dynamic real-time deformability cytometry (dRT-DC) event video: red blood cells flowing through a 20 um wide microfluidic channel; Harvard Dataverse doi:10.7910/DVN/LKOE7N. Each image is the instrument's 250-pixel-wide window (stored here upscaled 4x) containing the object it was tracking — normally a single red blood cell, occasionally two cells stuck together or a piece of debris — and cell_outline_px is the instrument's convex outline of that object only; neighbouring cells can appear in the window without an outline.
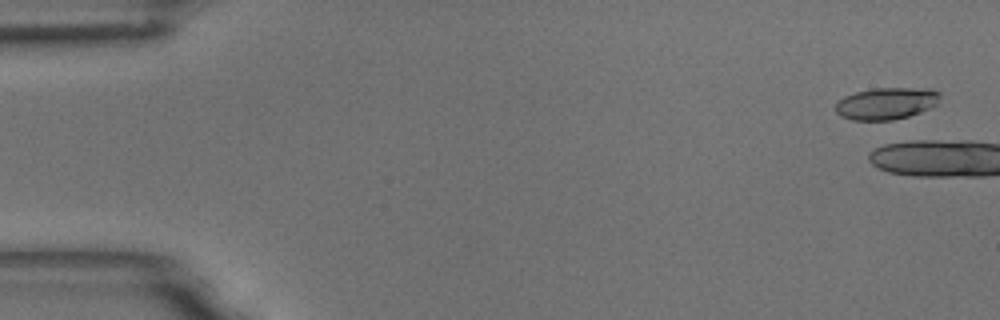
{"species": "common noctule bat (a hibernating species)", "species_latin": "Nyctalus noctula", "temperature_condition": "room temperature", "stored_images_in_passage": 7, "camera_frame_rate_fps": 3000, "um_per_image_px": 0.085, "animal": {"sex": "male", "body_mass_g": 18.8}, "frame": {"image": 1, "passage_image": 1, "time_ms": 0.0, "image_size_px": [1000, 320], "cell_outline_px": [[940, 96], [936, 104], [920, 112], [908, 116], [892, 120], [852, 120], [840, 116], [836, 112], [836, 100], [844, 96], [856, 92], [872, 88], [932, 88], [940, 92]], "centroid_in_image_um": [75.31, 8.78], "position_along_channel_um": 9.7, "area_um2": 19.54}}
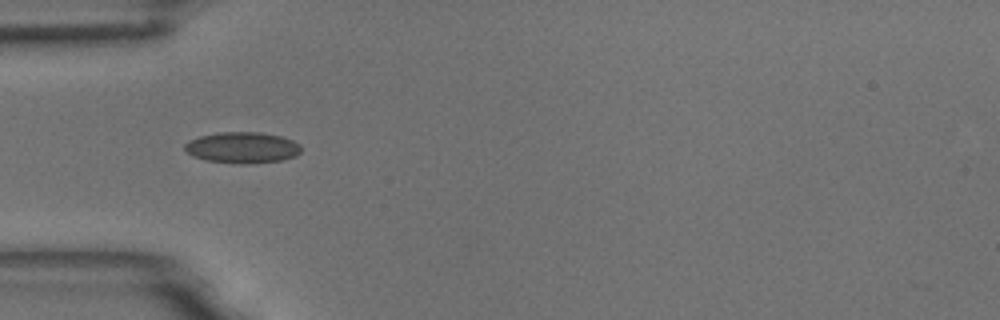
{"frame": {"image": 2, "passage_image": 6, "time_ms": 1.667, "image_size_px": [1000, 320], "cell_outline_px": [[300, 152], [296, 156], [284, 160], [248, 164], [236, 164], [208, 160], [192, 156], [184, 148], [184, 144], [188, 140], [200, 136], [220, 132], [260, 132], [280, 136], [292, 140], [300, 144]], "centroid_in_image_um": [20.6, 12.55], "position_along_channel_um": 64.4, "area_um2": 21.21}}